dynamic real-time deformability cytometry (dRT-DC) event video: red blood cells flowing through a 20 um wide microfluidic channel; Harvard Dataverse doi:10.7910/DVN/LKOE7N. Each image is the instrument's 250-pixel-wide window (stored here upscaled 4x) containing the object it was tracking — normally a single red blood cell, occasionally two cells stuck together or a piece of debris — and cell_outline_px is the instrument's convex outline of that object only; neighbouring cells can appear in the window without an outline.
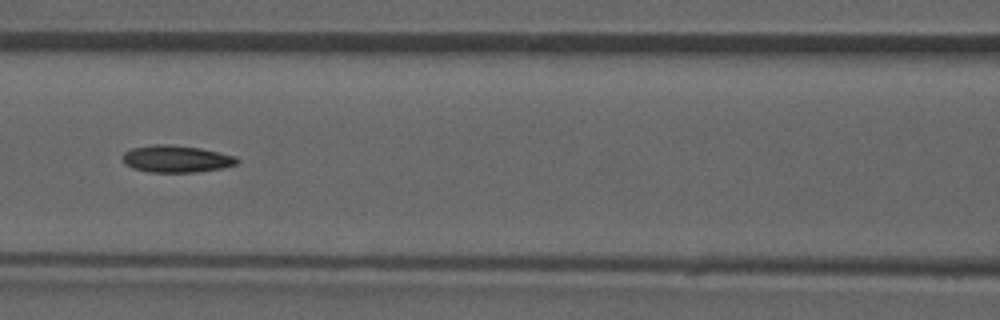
{"species": "common noctule bat (a hibernating species)", "species_latin": "Nyctalus noctula", "temperature_condition": "room temperature", "stored_images_in_passage": 52, "camera_frame_rate_fps": 3000, "um_per_image_px": 0.085, "animal": {"sex": "male", "forearm_length_mm": 52.5}, "frame": {"image": 1, "passage_image": 23, "time_ms": 7.333, "image_size_px": [1000, 320], "cell_outline_px": [[240, 160], [236, 164], [224, 168], [196, 172], [148, 172], [132, 168], [124, 164], [124, 152], [132, 148], [152, 144], [168, 144], [200, 148], [236, 156]], "centroid_in_image_um": [14.99, 13.51], "position_along_channel_um": 151.6, "area_um2": 18.09}, "authors_computed_cell_mechanics": {"area_um2": 17.8313, "velocity_mm_per_s": 3.9777, "shape_relaxation_time_tau1_ms": null, "shape_relaxation_time_tau2_ms": 4.8165, "deformation_change_tau1": null, "deformation_change_tau2": 0.1189}}